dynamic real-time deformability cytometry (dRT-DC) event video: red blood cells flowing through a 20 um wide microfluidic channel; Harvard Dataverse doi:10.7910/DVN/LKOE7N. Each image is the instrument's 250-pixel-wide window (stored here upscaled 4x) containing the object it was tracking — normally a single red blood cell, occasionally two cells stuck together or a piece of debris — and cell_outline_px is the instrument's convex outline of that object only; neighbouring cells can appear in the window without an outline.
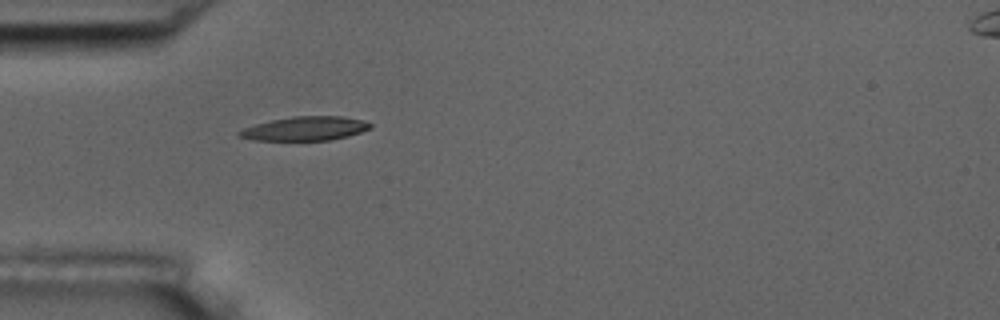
{"species": "common noctule bat (a hibernating species)", "species_latin": "Nyctalus noctula", "temperature_condition": "room temperature", "stored_images_in_passage": 1, "camera_frame_rate_fps": 3000, "um_per_image_px": 0.085, "animal": {"sex": "male", "body_mass_g": 17.5, "forearm_length_mm": 52.3}, "frame": {"image": 1, "passage_image": 1, "time_ms": 0.0, "image_size_px": [1000, 320], "cell_outline_px": [[372, 128], [348, 136], [328, 140], [252, 140], [236, 136], [236, 132], [244, 128], [256, 124], [272, 120], [292, 116], [340, 116], [364, 120], [372, 124]], "centroid_in_image_um": [25.92, 10.93], "position_along_channel_um": 59.1, "area_um2": 18.32}}